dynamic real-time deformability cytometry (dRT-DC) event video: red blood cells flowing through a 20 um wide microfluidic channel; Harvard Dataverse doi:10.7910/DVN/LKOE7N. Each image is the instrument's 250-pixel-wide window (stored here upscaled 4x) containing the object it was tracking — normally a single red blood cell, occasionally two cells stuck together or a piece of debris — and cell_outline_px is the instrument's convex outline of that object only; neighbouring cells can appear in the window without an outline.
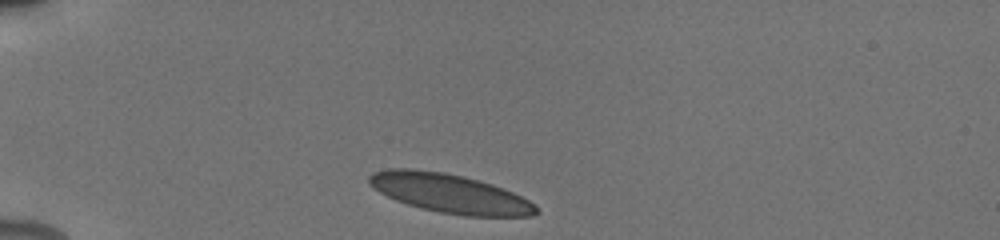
{"species": "human", "species_latin": "Homo sapiens", "temperature_condition": "cold", "stored_images_in_passage": 7, "camera_frame_rate_fps": 3000, "um_per_image_px": 0.085, "donor": {"sex": "male"}, "frame": {"image": 1, "passage_image": 1, "time_ms": 0.0, "image_size_px": [1000, 240], "cell_outline_px": [[540, 212], [532, 216], [464, 216], [440, 212], [408, 204], [396, 200], [380, 192], [368, 184], [368, 176], [372, 172], [388, 168], [412, 168], [444, 172], [492, 184], [504, 188], [536, 204]], "centroid_in_image_um": [38.23, 16.43], "position_along_channel_um": 46.8, "area_um2": 37.86}}
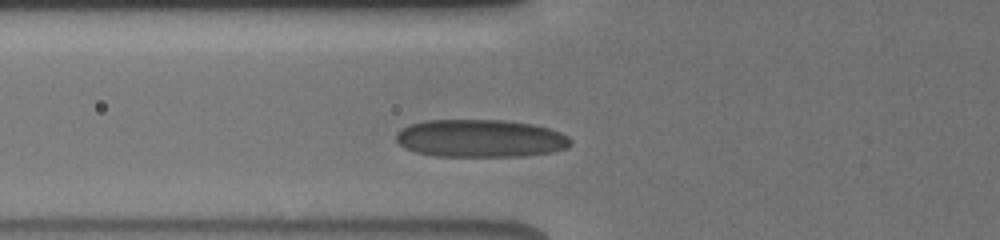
{"frame": {"image": 2, "passage_image": 6, "time_ms": 2.0, "image_size_px": [1000, 240], "cell_outline_px": [[572, 144], [568, 148], [552, 152], [516, 156], [436, 156], [416, 152], [404, 148], [396, 140], [396, 132], [400, 128], [408, 124], [424, 120], [504, 120], [532, 124], [548, 128], [560, 132], [568, 136], [572, 140]], "centroid_in_image_um": [40.81, 11.75], "position_along_channel_um": 85.0, "area_um2": 38.61}}